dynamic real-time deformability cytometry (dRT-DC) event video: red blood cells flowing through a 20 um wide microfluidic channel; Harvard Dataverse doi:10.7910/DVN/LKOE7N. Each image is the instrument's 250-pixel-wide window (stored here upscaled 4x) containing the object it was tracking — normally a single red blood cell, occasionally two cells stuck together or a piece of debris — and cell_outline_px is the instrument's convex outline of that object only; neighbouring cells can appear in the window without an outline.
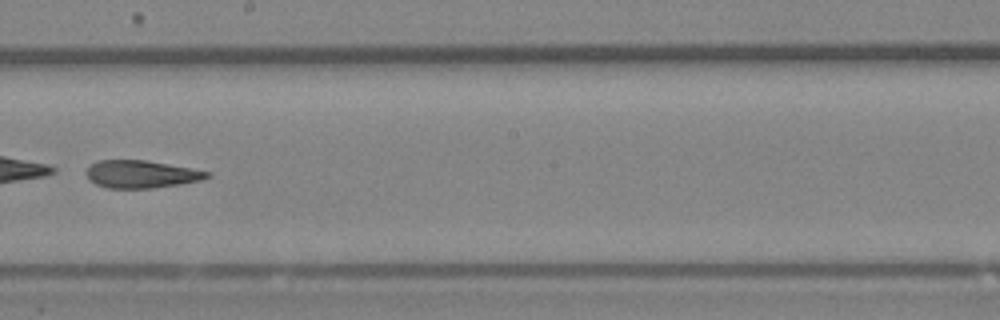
{"species": "Egyptian fruit bat (a non-hibernating species)", "species_latin": "Rousettus aegyptiacus", "temperature_condition": "room temperature", "stored_images_in_passage": 48, "camera_frame_rate_fps": 3000, "um_per_image_px": 0.085, "animal": {"sex": "female"}, "frame": {"image": 1, "passage_image": 28, "time_ms": 9.0, "image_size_px": [1000, 320], "cell_outline_px": [[212, 176], [204, 180], [180, 184], [152, 188], [108, 188], [96, 184], [88, 180], [84, 172], [96, 160], [144, 160], [168, 164], [212, 172]], "centroid_in_image_um": [12.01, 14.81], "position_along_channel_um": 236.2, "area_um2": 19.59}}